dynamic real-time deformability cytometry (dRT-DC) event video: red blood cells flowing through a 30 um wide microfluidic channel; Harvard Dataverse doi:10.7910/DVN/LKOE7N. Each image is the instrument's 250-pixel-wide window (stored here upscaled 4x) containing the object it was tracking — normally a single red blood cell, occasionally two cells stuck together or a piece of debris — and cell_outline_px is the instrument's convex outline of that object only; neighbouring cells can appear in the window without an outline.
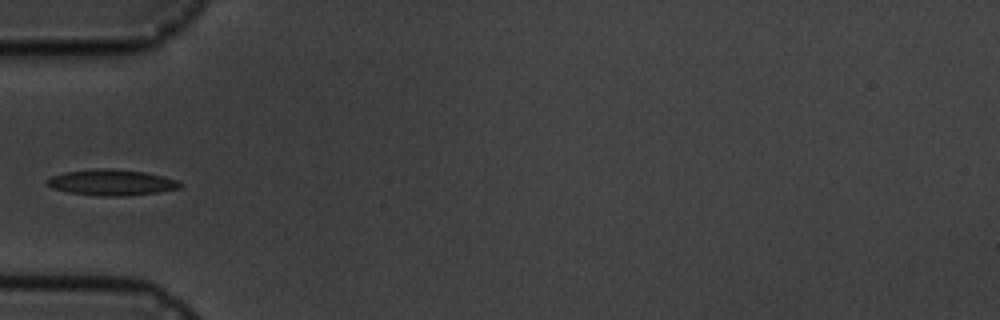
{"species": "common noctule bat (a hibernating species)", "species_latin": "Nyctalus noctula", "temperature_condition": "cold", "stored_images_in_passage": 5, "camera_frame_rate_fps": 3000, "um_per_image_px": 0.085, "animal": {"sex": "male", "body_mass_g": 19.5, "forearm_length_mm": 54.6}, "frame": {"image": 1, "passage_image": 5, "time_ms": 4.333, "image_size_px": [1000, 320], "cell_outline_px": [[184, 184], [180, 188], [160, 192], [124, 196], [100, 196], [68, 192], [52, 188], [44, 184], [44, 180], [52, 176], [64, 172], [100, 168], [112, 168], [144, 172], [164, 176], [176, 180]], "centroid_in_image_um": [9.47, 15.51], "position_along_channel_um": 75.5, "area_um2": 20.29}}